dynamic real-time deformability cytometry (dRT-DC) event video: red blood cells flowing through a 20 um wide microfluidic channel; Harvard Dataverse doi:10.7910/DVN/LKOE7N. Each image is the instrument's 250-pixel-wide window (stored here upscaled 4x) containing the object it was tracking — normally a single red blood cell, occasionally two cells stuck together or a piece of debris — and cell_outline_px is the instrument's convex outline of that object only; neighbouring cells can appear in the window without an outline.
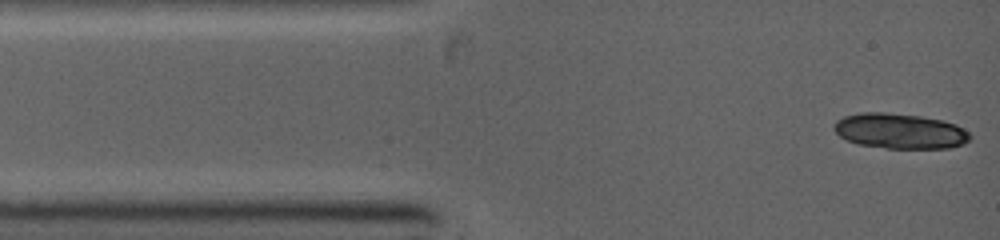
{"species": "common noctule bat (a hibernating species)", "species_latin": "Nyctalus noctula", "temperature_condition": "warm", "stored_images_in_passage": 8, "camera_frame_rate_fps": 5000, "um_per_image_px": 0.085, "animal": {"sex": "female", "body_mass_g": 19.0, "forearm_length_mm": 53.3}, "frame": {"image": 1, "passage_image": 1, "time_ms": 0.0, "image_size_px": [1000, 240], "cell_outline_px": [[972, 136], [964, 144], [948, 148], [888, 148], [856, 144], [840, 136], [832, 128], [836, 120], [844, 116], [860, 112], [884, 112], [920, 116], [940, 120], [956, 124], [968, 132]], "centroid_in_image_um": [76.47, 11.14], "position_along_channel_um": 8.5, "area_um2": 27.92}}